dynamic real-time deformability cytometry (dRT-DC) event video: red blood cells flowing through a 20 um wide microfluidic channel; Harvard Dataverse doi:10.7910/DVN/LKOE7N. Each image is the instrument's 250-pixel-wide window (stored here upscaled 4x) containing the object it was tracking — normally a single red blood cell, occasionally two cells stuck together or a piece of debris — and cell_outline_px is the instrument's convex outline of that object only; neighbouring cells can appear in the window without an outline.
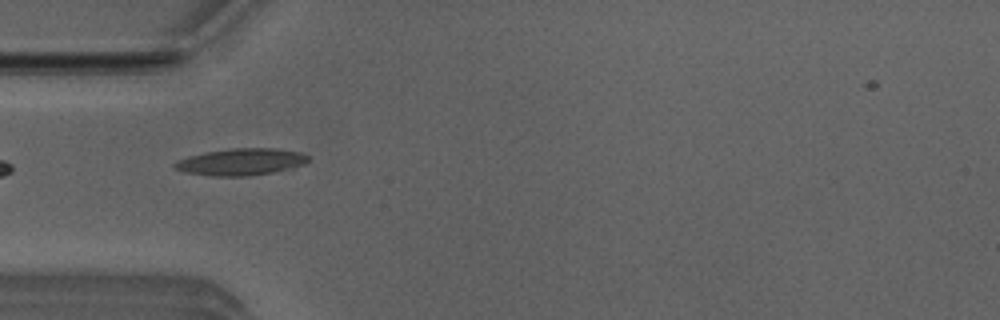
{"species": "Egyptian fruit bat (a non-hibernating species)", "species_latin": "Rousettus aegyptiacus", "temperature_condition": "room temperature", "stored_images_in_passage": 6, "camera_frame_rate_fps": 3000, "um_per_image_px": 0.085, "animal": {"sex": "male"}, "frame": {"image": 1, "passage_image": 4, "time_ms": 1.0, "image_size_px": [1000, 320], "cell_outline_px": [[308, 160], [304, 164], [272, 172], [252, 176], [212, 176], [184, 172], [176, 168], [172, 164], [176, 160], [188, 156], [204, 152], [232, 148], [276, 148], [300, 152], [308, 156]], "centroid_in_image_um": [20.44, 13.75], "position_along_channel_um": 64.6, "area_um2": 20.87}}